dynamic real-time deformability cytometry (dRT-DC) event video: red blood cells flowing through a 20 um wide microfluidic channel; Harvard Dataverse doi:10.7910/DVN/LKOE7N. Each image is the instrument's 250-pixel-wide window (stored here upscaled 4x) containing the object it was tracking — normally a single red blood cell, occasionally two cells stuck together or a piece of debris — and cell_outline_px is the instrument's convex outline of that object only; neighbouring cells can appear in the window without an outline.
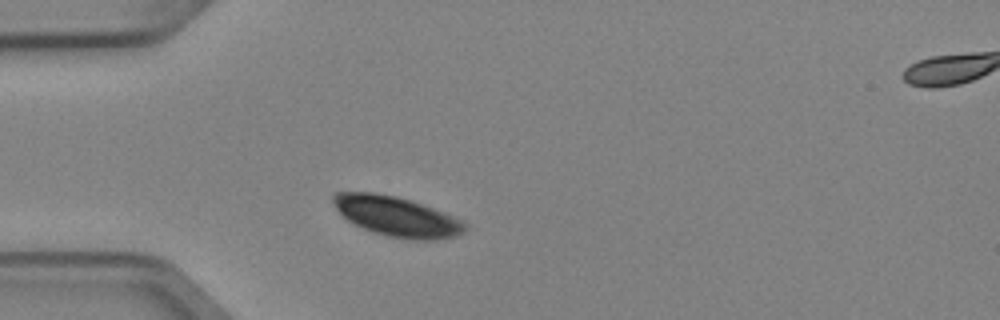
{"species": "Egyptian fruit bat (a non-hibernating species)", "species_latin": "Rousettus aegyptiacus", "temperature_condition": "cold", "stored_images_in_passage": 2, "segment_of_instrument_passage": [1, 2], "camera_frame_rate_fps": 3000, "um_per_image_px": 0.085, "animal": {"sex": "female"}, "frame": {"image": 1, "passage_image": 1, "time_ms": 0.0, "image_size_px": [1000, 320], "cell_outline_px": [[468, 228], [464, 232], [456, 236], [436, 240], [412, 240], [388, 236], [372, 232], [352, 224], [332, 204], [332, 196], [336, 192], [372, 192], [396, 196], [444, 212], [464, 220], [468, 224]], "centroid_in_image_um": [33.75, 18.41], "position_along_channel_um": 51.3, "area_um2": 30.81}}